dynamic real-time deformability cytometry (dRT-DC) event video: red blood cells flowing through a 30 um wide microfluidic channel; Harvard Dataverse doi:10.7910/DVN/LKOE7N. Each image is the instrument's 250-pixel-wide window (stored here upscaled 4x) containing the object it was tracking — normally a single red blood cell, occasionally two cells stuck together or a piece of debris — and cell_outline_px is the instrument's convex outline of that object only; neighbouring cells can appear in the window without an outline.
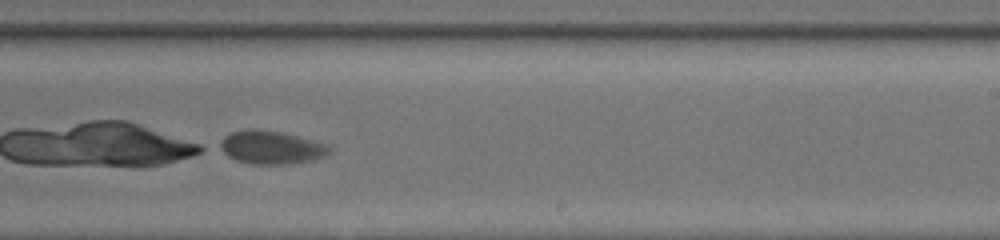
{"species": "common noctule bat (a hibernating species)", "species_latin": "Nyctalus noctula", "temperature_condition": "room temperature", "stored_images_in_passage": 32, "camera_frame_rate_fps": 3000, "um_per_image_px": 0.085, "animal": {"sex": "female", "body_mass_g": 20.0, "forearm_length_mm": 54.0}, "frame": {"image": 1, "passage_image": 16, "time_ms": 5.0, "image_size_px": [1000, 240], "cell_outline_px": [[332, 152], [324, 156], [312, 160], [288, 164], [252, 164], [236, 160], [228, 156], [216, 148], [216, 144], [224, 136], [232, 132], [244, 128], [256, 128], [284, 132], [328, 144], [332, 148]], "centroid_in_image_um": [23.01, 12.51], "position_along_channel_um": 266.0, "area_um2": 21.79}}
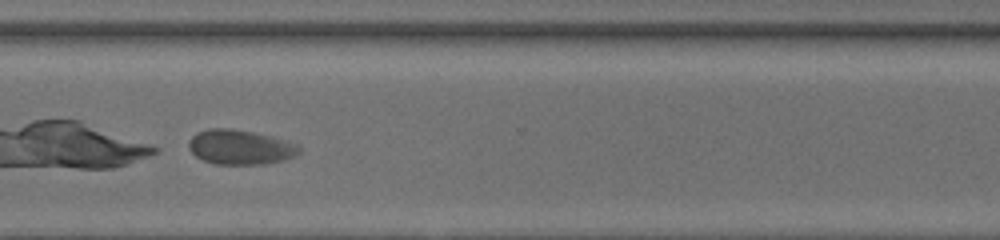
{"frame": {"image": 2, "passage_image": 22, "time_ms": 7.0, "image_size_px": [1000, 240], "cell_outline_px": [[304, 148], [296, 156], [284, 160], [268, 164], [216, 164], [204, 160], [196, 156], [188, 148], [188, 140], [196, 132], [208, 128], [232, 128], [272, 136], [300, 144]], "centroid_in_image_um": [20.46, 12.5], "position_along_channel_um": 350.1, "area_um2": 22.77}}